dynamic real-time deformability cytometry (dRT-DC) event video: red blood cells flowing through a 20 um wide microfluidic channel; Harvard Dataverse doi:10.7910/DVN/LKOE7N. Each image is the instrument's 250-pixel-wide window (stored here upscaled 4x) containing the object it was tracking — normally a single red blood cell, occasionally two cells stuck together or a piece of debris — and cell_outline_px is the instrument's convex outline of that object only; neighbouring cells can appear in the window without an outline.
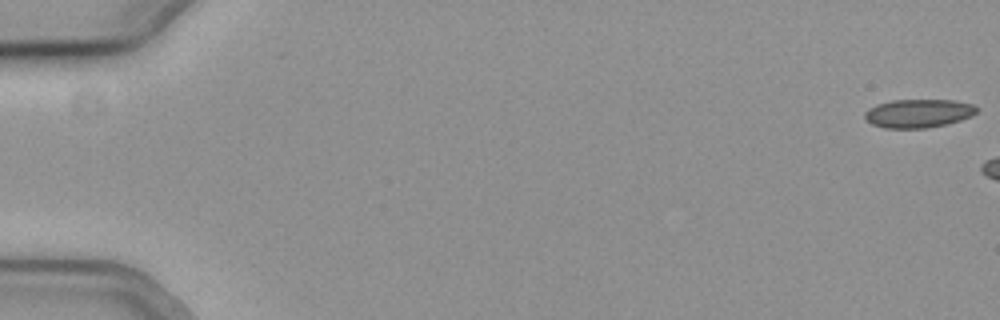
{"species": "common noctule bat (a hibernating species)", "species_latin": "Nyctalus noctula", "temperature_condition": "cold", "stored_images_in_passage": 7, "camera_frame_rate_fps": 3000, "um_per_image_px": 0.085, "animal": {"sex": "female", "body_mass_g": 19.3, "forearm_length_mm": 54.1}, "frame": {"image": 1, "passage_image": 1, "time_ms": 0.0, "image_size_px": [1000, 320], "cell_outline_px": [[976, 112], [972, 116], [948, 124], [924, 128], [884, 128], [872, 124], [864, 116], [864, 112], [868, 108], [876, 104], [892, 100], [952, 100], [972, 104], [976, 108]], "centroid_in_image_um": [78.03, 9.63], "position_along_channel_um": 7.0, "area_um2": 18.55}}